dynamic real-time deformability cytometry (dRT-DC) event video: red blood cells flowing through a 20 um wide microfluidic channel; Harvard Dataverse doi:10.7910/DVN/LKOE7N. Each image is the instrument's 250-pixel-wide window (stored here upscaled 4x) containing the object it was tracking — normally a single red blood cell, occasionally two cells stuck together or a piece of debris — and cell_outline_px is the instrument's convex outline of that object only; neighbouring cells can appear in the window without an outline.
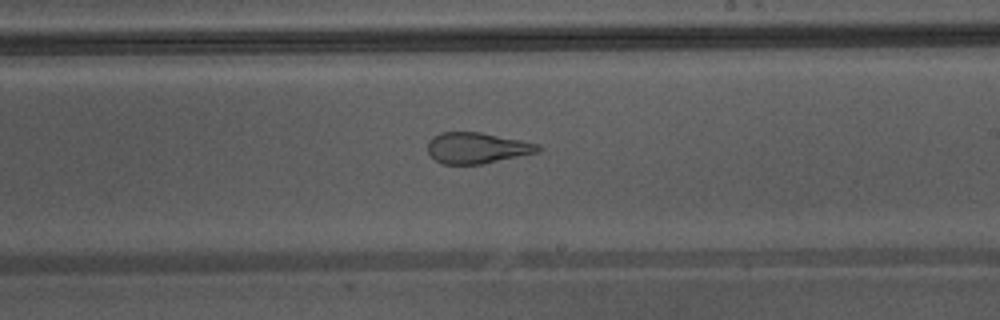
{"species": "Egyptian fruit bat (a non-hibernating species)", "species_latin": "Rousettus aegyptiacus", "temperature_condition": "warm", "stored_images_in_passage": 43, "camera_frame_rate_fps": 3000, "um_per_image_px": 0.085, "animal": {"sex": "male"}, "frame": {"image": 1, "passage_image": 25, "time_ms": 8.0, "image_size_px": [1000, 320], "cell_outline_px": [[544, 148], [540, 152], [480, 164], [444, 164], [436, 160], [428, 152], [428, 140], [432, 136], [440, 132], [480, 132], [540, 144]], "centroid_in_image_um": [40.56, 12.57], "position_along_channel_um": 248.4, "area_um2": 19.94}, "authors_computed_cell_mechanics": {"area_um2": 26.7614, "velocity_mm_per_s": 4.3832, "shape_relaxation_time_tau1_ms": null, "shape_relaxation_time_tau2_ms": 1.0506, "deformation_change_tau1": null, "deformation_change_tau2": 0.1074}}